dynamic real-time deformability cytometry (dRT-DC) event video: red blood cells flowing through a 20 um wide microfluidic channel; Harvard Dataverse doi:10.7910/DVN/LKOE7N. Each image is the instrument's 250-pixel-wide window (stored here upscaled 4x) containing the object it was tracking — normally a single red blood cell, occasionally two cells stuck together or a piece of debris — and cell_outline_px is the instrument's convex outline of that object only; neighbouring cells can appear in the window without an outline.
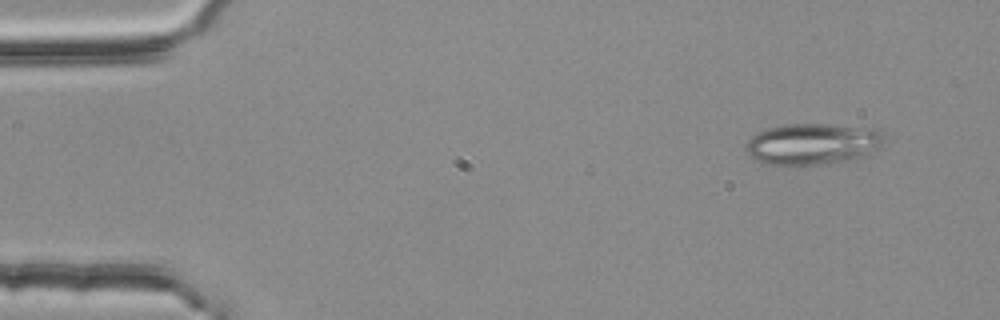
{"species": "common noctule bat (a hibernating species)", "species_latin": "Nyctalus noctula", "temperature_condition": "room temperature", "stored_images_in_passage": 4, "camera_frame_rate_fps": 3000, "um_per_image_px": 0.085, "animal": {"sex": "female", "body_mass_g": 25.1}, "frame": {"image": 1, "passage_image": 1, "time_ms": 0.0, "image_size_px": [1000, 320], "cell_outline_px": [[888, 140], [880, 148], [856, 160], [824, 164], [768, 164], [756, 160], [744, 148], [744, 144], [752, 136], [768, 128], [788, 124], [828, 124], [876, 128]], "centroid_in_image_um": [69.16, 12.23], "position_along_channel_um": 15.8, "area_um2": 33.52}}